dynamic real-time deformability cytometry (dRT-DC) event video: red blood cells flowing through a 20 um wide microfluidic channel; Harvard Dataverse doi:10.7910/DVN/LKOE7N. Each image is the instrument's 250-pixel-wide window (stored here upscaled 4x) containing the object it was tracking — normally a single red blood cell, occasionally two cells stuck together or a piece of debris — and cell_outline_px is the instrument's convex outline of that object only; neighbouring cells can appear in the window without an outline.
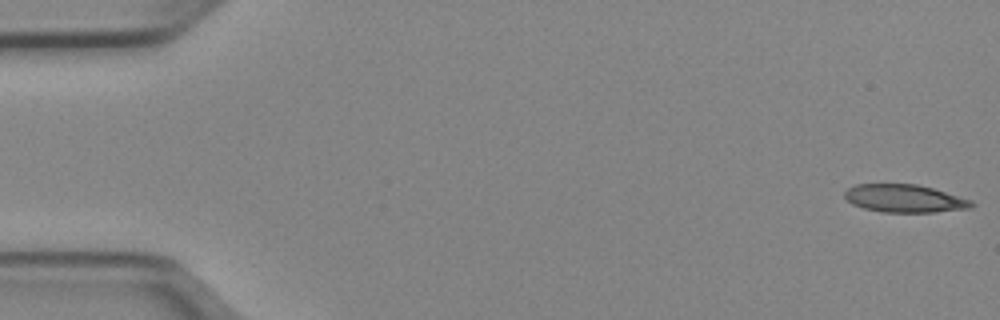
{"species": "Egyptian fruit bat (a non-hibernating species)", "species_latin": "Rousettus aegyptiacus", "temperature_condition": "cold", "stored_images_in_passage": 49, "camera_frame_rate_fps": 3000, "um_per_image_px": 0.085, "animal": {"sex": "female"}, "frame": {"image": 1, "passage_image": 1, "time_ms": 0.0, "image_size_px": [1000, 320], "cell_outline_px": [[976, 204], [972, 208], [936, 212], [884, 212], [864, 208], [852, 204], [844, 196], [844, 192], [848, 188], [856, 184], [916, 184], [932, 188], [972, 200]], "centroid_in_image_um": [76.91, 16.87], "position_along_channel_um": 8.1, "area_um2": 20.58}}
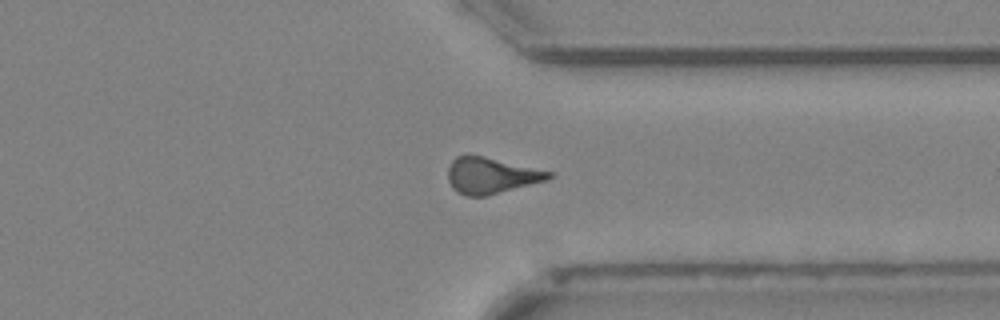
{"frame": {"image": 2, "passage_image": 39, "time_ms": 12.667, "image_size_px": [1000, 320], "cell_outline_px": [[556, 172], [548, 180], [488, 196], [468, 196], [452, 188], [448, 180], [448, 168], [452, 160], [456, 156], [468, 152]], "centroid_in_image_um": [41.77, 14.88], "position_along_channel_um": 369.6, "area_um2": 21.85}}
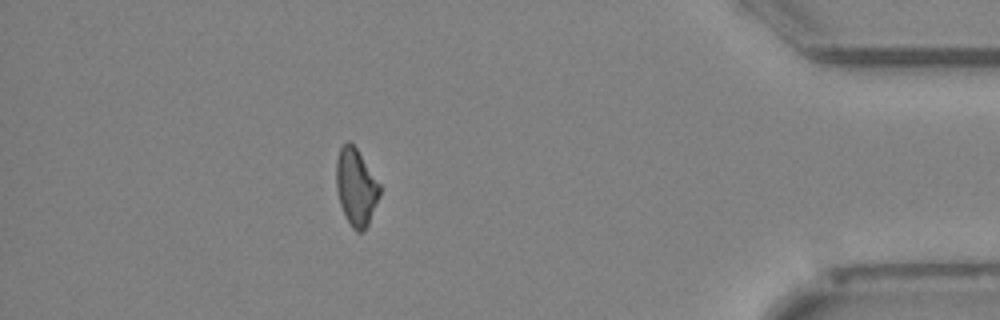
{"frame": {"image": 3, "passage_image": 45, "time_ms": 14.667, "image_size_px": [1000, 320], "cell_outline_px": [[380, 196], [368, 224], [364, 232], [356, 232], [352, 228], [340, 204], [336, 188], [336, 160], [340, 148], [348, 140], [356, 148], [380, 184]], "centroid_in_image_um": [30.26, 15.92], "position_along_channel_um": 404.9, "area_um2": 19.36}, "authors_computed_cell_mechanics": {"area_um2": 21.386, "velocity_mm_per_s": 3.9764, "shape_relaxation_time_tau1_ms": null, "shape_relaxation_time_tau2_ms": 3.3394, "deformation_change_tau1": null, "deformation_change_tau2": 0.1112}}